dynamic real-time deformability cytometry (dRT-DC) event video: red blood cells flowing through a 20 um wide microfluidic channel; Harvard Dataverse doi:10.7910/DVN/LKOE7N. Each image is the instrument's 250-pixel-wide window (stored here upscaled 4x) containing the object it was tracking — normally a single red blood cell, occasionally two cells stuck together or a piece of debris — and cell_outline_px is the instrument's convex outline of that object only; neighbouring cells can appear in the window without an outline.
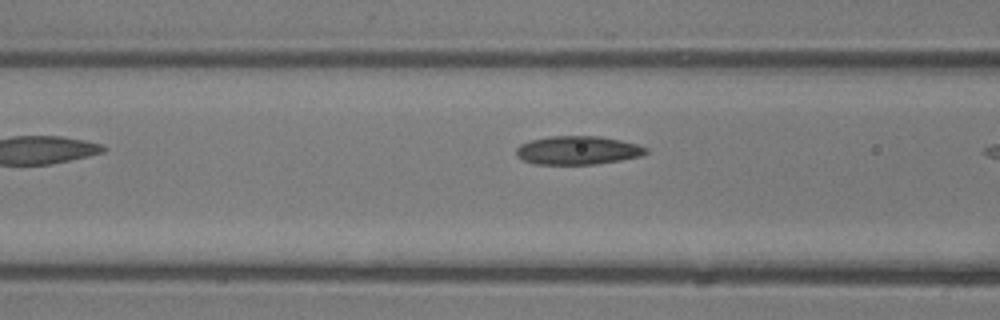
{"species": "common noctule bat (a hibernating species)", "species_latin": "Nyctalus noctula", "temperature_condition": "room temperature", "stored_images_in_passage": 6, "camera_frame_rate_fps": 3000, "um_per_image_px": 0.085, "animal": {"sex": "male", "body_mass_g": 13.3}, "frame": {"image": 1, "passage_image": 5, "time_ms": 1.333, "image_size_px": [1000, 320], "cell_outline_px": [[648, 152], [640, 156], [620, 160], [596, 164], [536, 164], [524, 160], [516, 156], [516, 148], [520, 144], [532, 140], [548, 136], [600, 136], [620, 140], [636, 144], [648, 148]], "centroid_in_image_um": [49.1, 12.77], "position_along_channel_um": 117.5, "area_um2": 21.5}}